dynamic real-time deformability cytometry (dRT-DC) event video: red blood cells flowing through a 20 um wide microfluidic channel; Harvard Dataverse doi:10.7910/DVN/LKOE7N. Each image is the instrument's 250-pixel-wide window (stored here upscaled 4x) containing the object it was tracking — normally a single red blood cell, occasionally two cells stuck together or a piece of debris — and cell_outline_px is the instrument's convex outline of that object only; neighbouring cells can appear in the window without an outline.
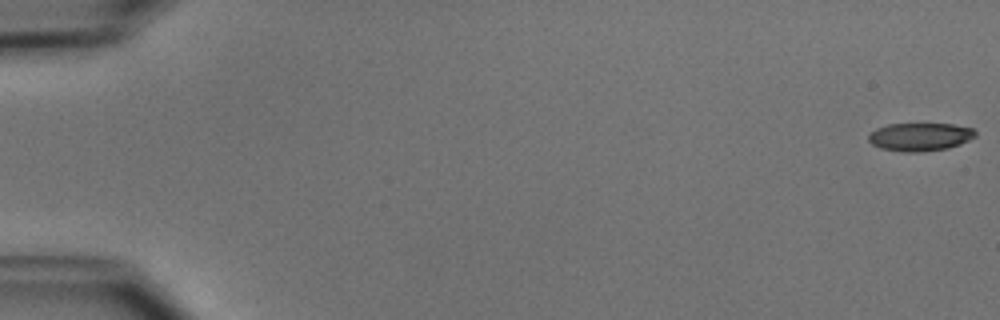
{"species": "common noctule bat (a hibernating species)", "species_latin": "Nyctalus noctula", "temperature_condition": "cold", "stored_images_in_passage": 52, "camera_frame_rate_fps": 3000, "um_per_image_px": 0.085, "animal": {"sex": "male", "body_mass_g": 15.6}, "frame": {"image": 1, "passage_image": 1, "time_ms": 0.0, "image_size_px": [1000, 320], "cell_outline_px": [[976, 136], [960, 144], [948, 148], [916, 152], [904, 152], [880, 148], [872, 144], [868, 140], [868, 136], [876, 128], [888, 124], [952, 124], [972, 128], [976, 132]], "centroid_in_image_um": [78.19, 11.63], "position_along_channel_um": 6.8, "area_um2": 17.4}}
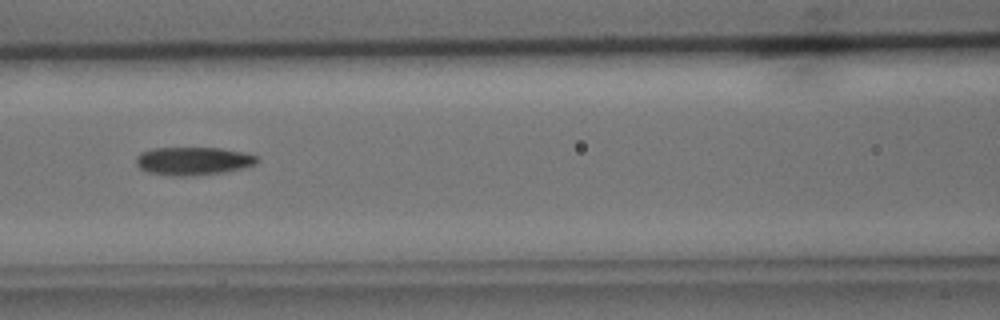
{"frame": {"image": 2, "passage_image": 24, "time_ms": 7.667, "image_size_px": [1000, 320], "cell_outline_px": [[256, 164], [224, 172], [184, 176], [180, 176], [148, 172], [140, 168], [136, 164], [136, 156], [140, 152], [152, 148], [220, 148], [244, 152], [256, 156]], "centroid_in_image_um": [16.37, 13.67], "position_along_channel_um": 150.2, "area_um2": 19.54}}
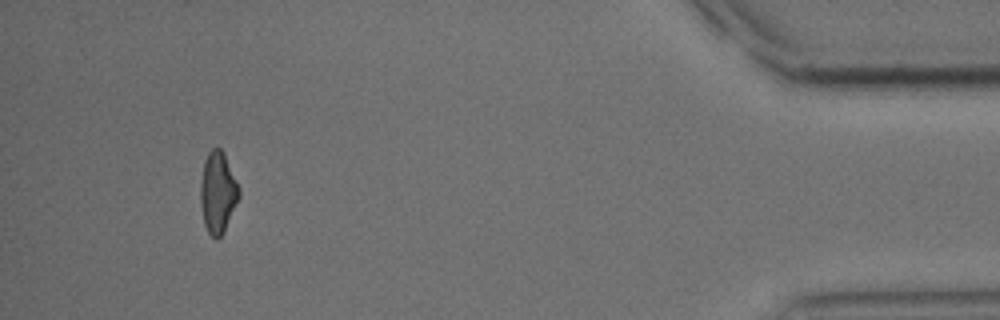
{"frame": {"image": 3, "passage_image": 49, "time_ms": 16.0, "image_size_px": [1000, 320], "cell_outline_px": [[240, 196], [224, 232], [216, 240], [208, 232], [204, 224], [200, 204], [200, 184], [204, 160], [208, 152], [212, 148], [220, 148], [224, 152], [240, 188]], "centroid_in_image_um": [18.51, 16.35], "position_along_channel_um": 416.7, "area_um2": 18.44}, "authors_computed_cell_mechanics": {"area_um2": 18.9006, "velocity_mm_per_s": 3.9295, "shape_relaxation_time_tau1_ms": 3.2012, "shape_relaxation_time_tau2_ms": 4.2311, "deformation_change_tau1": 0.1332, "deformation_change_tau2": 0.1268}}